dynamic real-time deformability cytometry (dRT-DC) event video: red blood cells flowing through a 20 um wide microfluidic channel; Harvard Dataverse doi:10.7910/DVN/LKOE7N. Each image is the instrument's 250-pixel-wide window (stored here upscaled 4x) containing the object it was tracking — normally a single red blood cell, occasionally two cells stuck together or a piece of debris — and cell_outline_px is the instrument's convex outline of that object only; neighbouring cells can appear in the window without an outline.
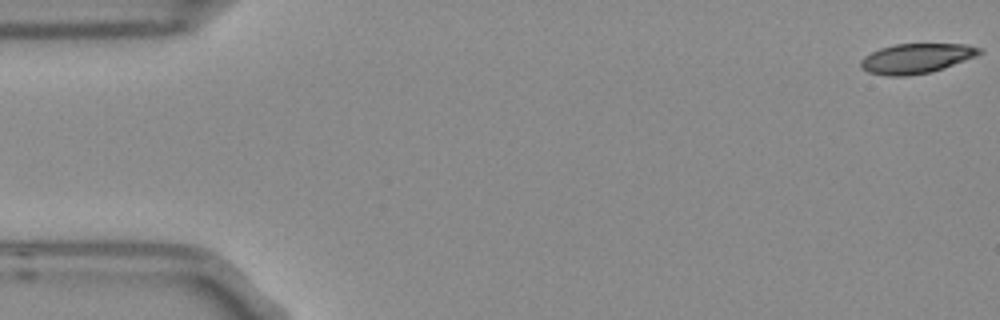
{"species": "Egyptian fruit bat (a non-hibernating species)", "species_latin": "Rousettus aegyptiacus", "temperature_condition": "room temperature", "stored_images_in_passage": 5, "camera_frame_rate_fps": 3000, "um_per_image_px": 0.085, "frame": {"image": 1, "passage_image": 1, "time_ms": 0.0, "image_size_px": [1000, 320], "cell_outline_px": [[984, 52], [976, 56], [944, 68], [932, 72], [908, 76], [888, 76], [868, 72], [860, 68], [860, 60], [864, 56], [880, 48], [896, 44], [968, 44], [984, 48]], "centroid_in_image_um": [77.91, 4.96], "position_along_channel_um": 7.1, "area_um2": 20.87}}